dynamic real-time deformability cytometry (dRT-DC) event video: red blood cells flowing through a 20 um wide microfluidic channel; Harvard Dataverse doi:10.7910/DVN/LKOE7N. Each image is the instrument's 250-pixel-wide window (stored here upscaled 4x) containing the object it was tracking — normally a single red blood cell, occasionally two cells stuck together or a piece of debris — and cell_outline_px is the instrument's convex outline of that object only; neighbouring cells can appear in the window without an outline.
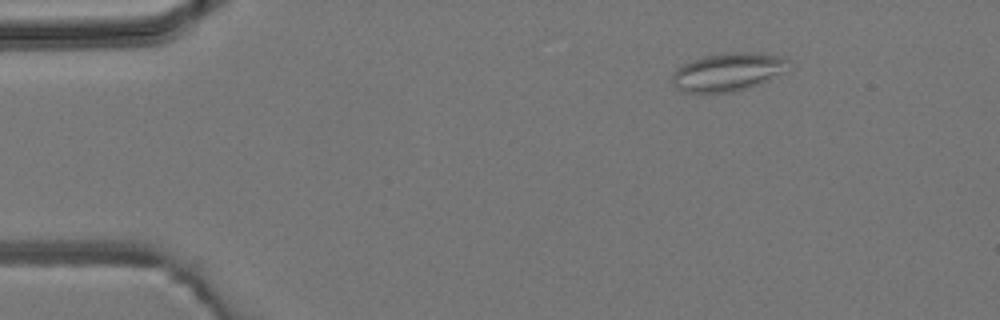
{"species": "common noctule bat (a hibernating species)", "species_latin": "Nyctalus noctula", "temperature_condition": "room temperature", "stored_images_in_passage": 3, "camera_frame_rate_fps": 3000, "um_per_image_px": 0.085, "animal": {"sex": "male", "body_mass_g": 19.2, "forearm_length_mm": 51.8}, "frame": {"image": 1, "passage_image": 3, "time_ms": 3.333, "image_size_px": [1000, 320], "cell_outline_px": [[788, 60], [784, 72], [760, 84], [748, 88], [732, 92], [680, 92], [672, 84], [672, 72], [676, 68], [700, 56], [728, 52], [756, 52], [784, 56]], "centroid_in_image_um": [61.84, 6.11], "position_along_channel_um": 23.2, "area_um2": 26.13}}